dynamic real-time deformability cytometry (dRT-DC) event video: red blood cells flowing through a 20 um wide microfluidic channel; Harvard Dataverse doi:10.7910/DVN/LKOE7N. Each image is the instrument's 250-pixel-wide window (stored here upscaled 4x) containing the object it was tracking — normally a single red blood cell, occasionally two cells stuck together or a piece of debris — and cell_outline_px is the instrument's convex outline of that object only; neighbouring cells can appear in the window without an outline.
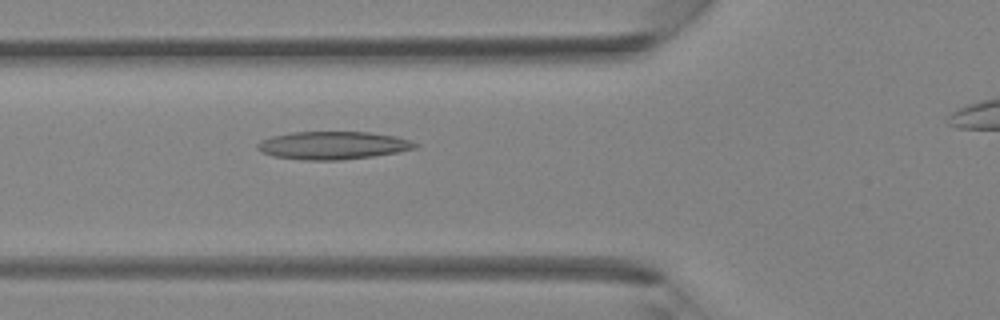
{"species": "Egyptian fruit bat (a non-hibernating species)", "species_latin": "Rousettus aegyptiacus", "temperature_condition": "room temperature", "stored_images_in_passage": 35, "camera_frame_rate_fps": 3000, "um_per_image_px": 0.085, "animal": {"sex": "female"}, "frame": {"image": 1, "passage_image": 13, "time_ms": 4.0, "image_size_px": [1000, 320], "cell_outline_px": [[420, 144], [416, 148], [400, 152], [372, 156], [340, 160], [304, 160], [272, 156], [260, 152], [256, 148], [256, 144], [260, 140], [272, 136], [292, 132], [368, 132], [396, 136]], "centroid_in_image_um": [28.27, 12.36], "position_along_channel_um": 97.5, "area_um2": 25.78}}
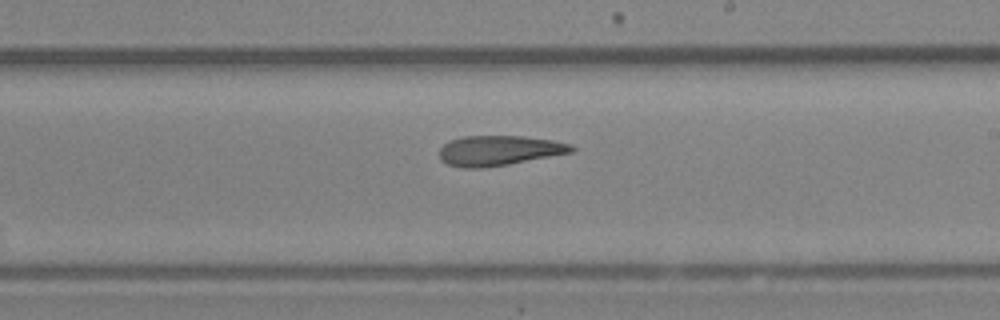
{"frame": {"image": 2, "passage_image": 22, "time_ms": 7.0, "image_size_px": [1000, 320], "cell_outline_px": [[576, 152], [508, 164], [484, 168], [460, 168], [448, 164], [440, 160], [440, 148], [444, 144], [452, 140], [464, 136], [524, 136], [552, 140], [572, 144], [576, 148]], "centroid_in_image_um": [42.46, 12.8], "position_along_channel_um": 246.5, "area_um2": 23.29}}
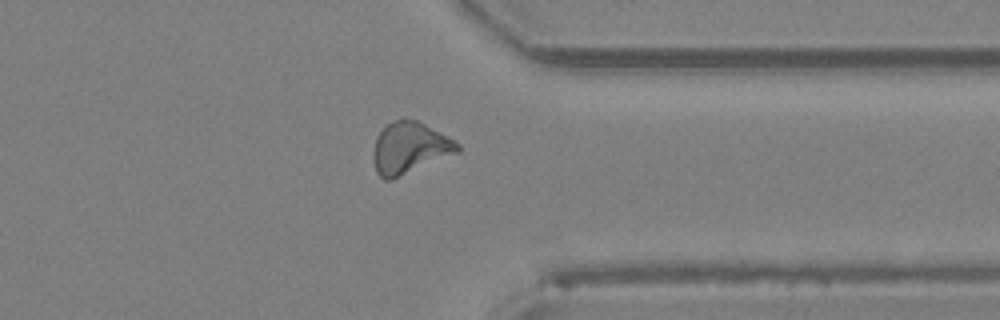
{"frame": {"image": 3, "passage_image": 30, "time_ms": 9.667, "image_size_px": [1000, 320], "cell_outline_px": [[460, 152], [392, 180], [384, 180], [376, 172], [372, 156], [372, 152], [376, 136], [392, 120], [416, 120], [440, 132], [460, 144]], "centroid_in_image_um": [34.81, 12.61], "position_along_channel_um": 376.6, "area_um2": 25.32}}